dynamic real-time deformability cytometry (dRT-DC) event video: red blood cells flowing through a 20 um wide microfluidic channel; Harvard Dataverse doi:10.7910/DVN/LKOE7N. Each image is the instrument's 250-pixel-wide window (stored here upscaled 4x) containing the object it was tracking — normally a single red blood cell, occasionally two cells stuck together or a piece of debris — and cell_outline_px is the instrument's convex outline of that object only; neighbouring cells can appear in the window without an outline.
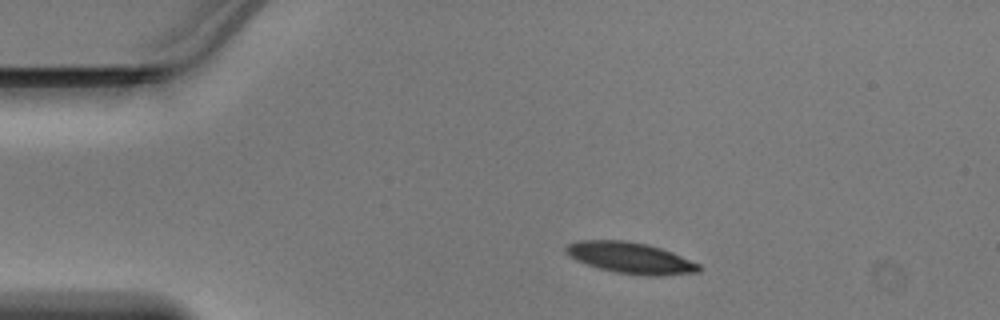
{"species": "Egyptian fruit bat (a non-hibernating species)", "species_latin": "Rousettus aegyptiacus", "temperature_condition": "warm", "stored_images_in_passage": 39, "camera_frame_rate_fps": 3000, "um_per_image_px": 0.085, "animal": {"sex": "male"}, "frame": {"image": 1, "passage_image": 1, "time_ms": 0.0, "image_size_px": [1000, 320], "cell_outline_px": [[700, 268], [696, 272], [660, 276], [644, 276], [616, 272], [600, 268], [576, 260], [568, 256], [564, 252], [564, 248], [568, 244], [580, 240], [624, 240], [644, 244], [660, 248], [700, 264]], "centroid_in_image_um": [53.54, 21.92], "position_along_channel_um": 31.5, "area_um2": 23.87}}
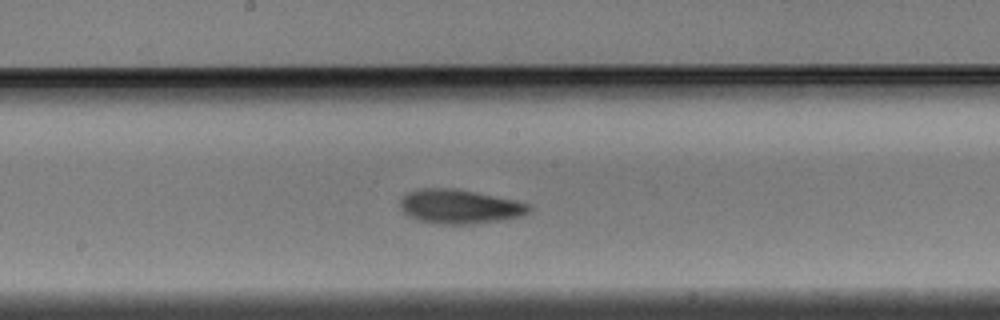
{"frame": {"image": 2, "passage_image": 17, "time_ms": 5.333, "image_size_px": [1000, 320], "cell_outline_px": [[532, 208], [528, 212], [520, 216], [500, 220], [472, 224], [440, 224], [420, 220], [408, 216], [400, 208], [400, 200], [408, 192], [416, 188], [456, 188], [516, 200], [528, 204]], "centroid_in_image_um": [39.04, 17.54], "position_along_channel_um": 209.2, "area_um2": 25.66}}
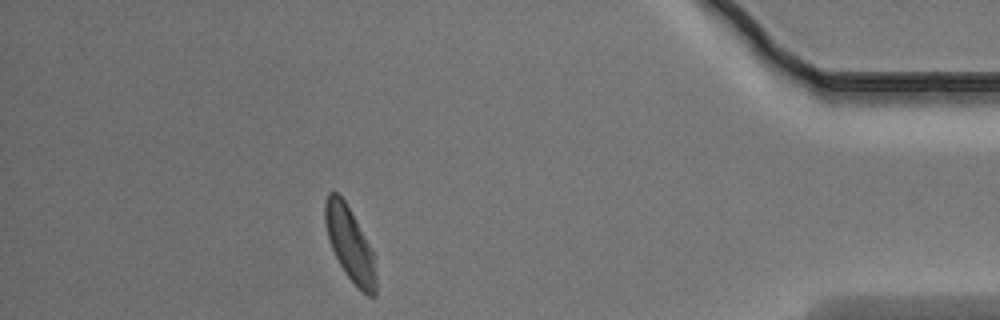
{"frame": {"image": 3, "passage_image": 34, "time_ms": 11.0, "image_size_px": [1000, 320], "cell_outline_px": [[376, 296], [368, 296], [344, 272], [332, 248], [328, 236], [324, 220], [324, 200], [328, 192], [336, 192], [344, 200], [368, 244], [372, 252], [376, 276]], "centroid_in_image_um": [29.71, 20.73], "position_along_channel_um": 405.5, "area_um2": 21.1}}